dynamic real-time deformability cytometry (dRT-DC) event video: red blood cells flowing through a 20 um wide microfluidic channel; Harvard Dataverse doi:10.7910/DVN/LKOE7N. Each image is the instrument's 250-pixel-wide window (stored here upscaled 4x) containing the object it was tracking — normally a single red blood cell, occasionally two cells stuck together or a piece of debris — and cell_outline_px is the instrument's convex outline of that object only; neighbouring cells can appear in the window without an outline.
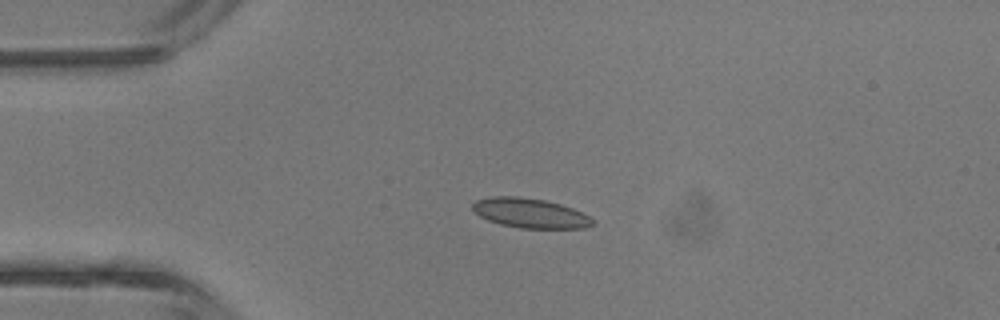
{"species": "common noctule bat (a hibernating species)", "species_latin": "Nyctalus noctula", "temperature_condition": "room temperature", "stored_images_in_passage": 6, "camera_frame_rate_fps": 3000, "um_per_image_px": 0.085, "animal": {"sex": "male", "body_mass_g": 13.3}, "frame": {"image": 1, "passage_image": 4, "time_ms": 3.333, "image_size_px": [1000, 320], "cell_outline_px": [[596, 224], [584, 228], [520, 228], [500, 224], [488, 220], [472, 212], [472, 204], [476, 200], [492, 196], [516, 196], [544, 200], [560, 204], [572, 208], [596, 220]], "centroid_in_image_um": [45.05, 18.12], "position_along_channel_um": 40.0, "area_um2": 20.81}}
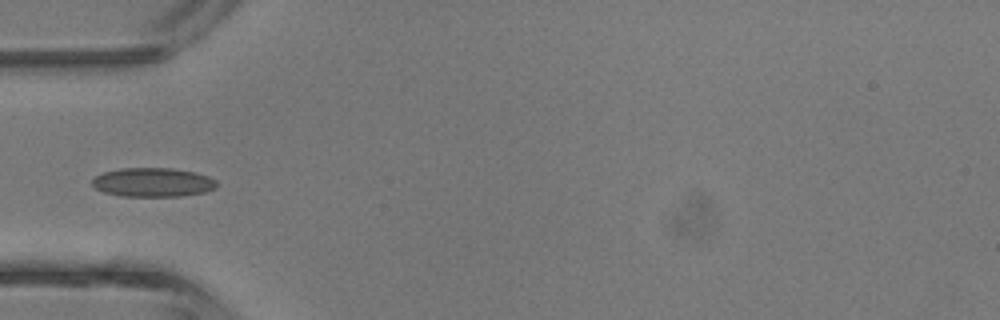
{"frame": {"image": 2, "passage_image": 5, "time_ms": 4.667, "image_size_px": [1000, 320], "cell_outline_px": [[216, 188], [204, 192], [180, 196], [120, 196], [104, 192], [96, 188], [92, 184], [92, 180], [96, 176], [104, 172], [120, 168], [172, 168], [196, 172], [208, 176], [216, 180]], "centroid_in_image_um": [13.0, 15.49], "position_along_channel_um": 72.0, "area_um2": 21.04}}
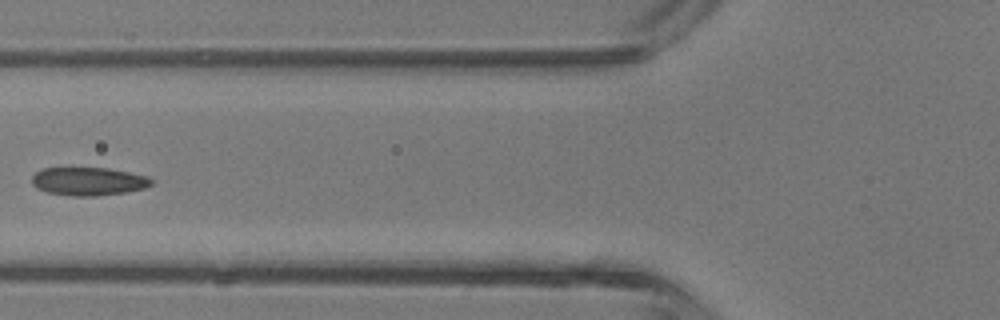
{"frame": {"image": 3, "passage_image": 6, "time_ms": 5.667, "image_size_px": [1000, 320], "cell_outline_px": [[152, 184], [144, 188], [124, 192], [96, 196], [68, 196], [48, 192], [36, 188], [32, 184], [32, 176], [36, 172], [44, 168], [108, 168], [148, 176], [152, 180]], "centroid_in_image_um": [7.49, 15.42], "position_along_channel_um": 118.3, "area_um2": 19.59}}